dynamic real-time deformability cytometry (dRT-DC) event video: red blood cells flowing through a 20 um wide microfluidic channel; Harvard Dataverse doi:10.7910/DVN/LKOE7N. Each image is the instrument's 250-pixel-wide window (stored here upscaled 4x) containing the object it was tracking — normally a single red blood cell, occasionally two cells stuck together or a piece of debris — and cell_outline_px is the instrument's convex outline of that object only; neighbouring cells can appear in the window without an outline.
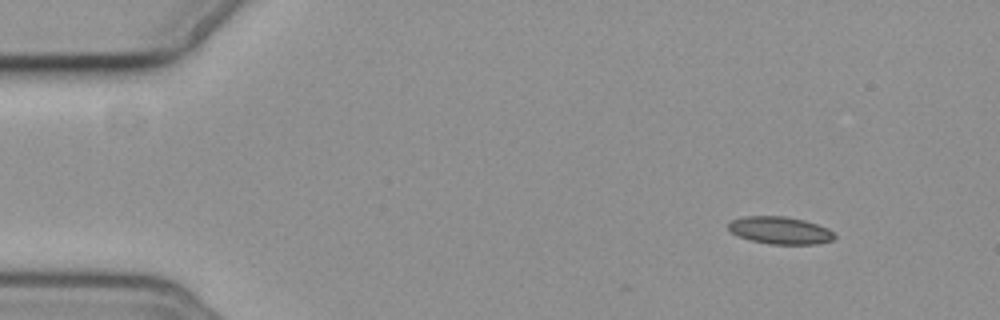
{"species": "common noctule bat (a hibernating species)", "species_latin": "Nyctalus noctula", "temperature_condition": "cold", "stored_images_in_passage": 4, "camera_frame_rate_fps": 3000, "um_per_image_px": 0.085, "animal": {"sex": "female", "body_mass_g": 19.3, "forearm_length_mm": 54.1}, "frame": {"image": 1, "passage_image": 1, "time_ms": 0.0, "image_size_px": [1000, 320], "cell_outline_px": [[836, 236], [832, 240], [816, 244], [772, 244], [752, 240], [740, 236], [732, 232], [728, 228], [728, 224], [732, 220], [744, 216], [784, 216], [804, 220], [828, 228]], "centroid_in_image_um": [66.32, 19.57], "position_along_channel_um": 18.7, "area_um2": 16.7}}
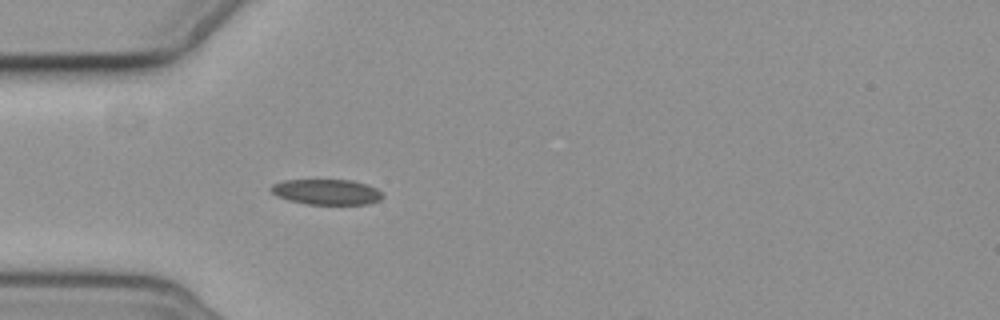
{"frame": {"image": 2, "passage_image": 4, "time_ms": 3.667, "image_size_px": [1000, 320], "cell_outline_px": [[384, 196], [380, 200], [368, 204], [308, 204], [288, 200], [276, 196], [268, 188], [272, 184], [284, 180], [352, 180], [376, 188]], "centroid_in_image_um": [27.73, 16.31], "position_along_channel_um": 57.3, "area_um2": 16.53}}